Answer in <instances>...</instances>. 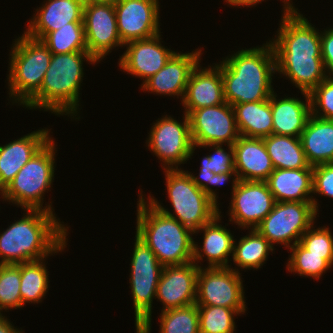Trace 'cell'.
<instances>
[{
  "mask_svg": "<svg viewBox=\"0 0 333 333\" xmlns=\"http://www.w3.org/2000/svg\"><path fill=\"white\" fill-rule=\"evenodd\" d=\"M49 130L32 131L8 144L0 145V187L3 190L31 157L52 138Z\"/></svg>",
  "mask_w": 333,
  "mask_h": 333,
  "instance_id": "obj_23",
  "label": "cell"
},
{
  "mask_svg": "<svg viewBox=\"0 0 333 333\" xmlns=\"http://www.w3.org/2000/svg\"><path fill=\"white\" fill-rule=\"evenodd\" d=\"M84 5L89 4V3H114L116 0H82Z\"/></svg>",
  "mask_w": 333,
  "mask_h": 333,
  "instance_id": "obj_47",
  "label": "cell"
},
{
  "mask_svg": "<svg viewBox=\"0 0 333 333\" xmlns=\"http://www.w3.org/2000/svg\"><path fill=\"white\" fill-rule=\"evenodd\" d=\"M280 28L269 40L275 68L301 92L310 94L328 75L322 60L321 33L298 11L284 12Z\"/></svg>",
  "mask_w": 333,
  "mask_h": 333,
  "instance_id": "obj_1",
  "label": "cell"
},
{
  "mask_svg": "<svg viewBox=\"0 0 333 333\" xmlns=\"http://www.w3.org/2000/svg\"><path fill=\"white\" fill-rule=\"evenodd\" d=\"M231 178L233 179L232 182H238V178L236 173H220V174H214L212 179H211V183H208V196L217 204V194L214 191V189H212V187L215 186H221L224 183L226 184V182ZM210 185V186H209Z\"/></svg>",
  "mask_w": 333,
  "mask_h": 333,
  "instance_id": "obj_42",
  "label": "cell"
},
{
  "mask_svg": "<svg viewBox=\"0 0 333 333\" xmlns=\"http://www.w3.org/2000/svg\"><path fill=\"white\" fill-rule=\"evenodd\" d=\"M11 47L8 89L13 101L24 105L41 87L52 57L51 51L39 39L26 33Z\"/></svg>",
  "mask_w": 333,
  "mask_h": 333,
  "instance_id": "obj_7",
  "label": "cell"
},
{
  "mask_svg": "<svg viewBox=\"0 0 333 333\" xmlns=\"http://www.w3.org/2000/svg\"><path fill=\"white\" fill-rule=\"evenodd\" d=\"M221 211L208 223L196 230L194 234L202 231L203 247L194 241L193 262L200 268V260L207 257L208 267H229V257L233 254L234 236L225 226L219 224ZM229 256V257H228ZM197 262V263H196Z\"/></svg>",
  "mask_w": 333,
  "mask_h": 333,
  "instance_id": "obj_25",
  "label": "cell"
},
{
  "mask_svg": "<svg viewBox=\"0 0 333 333\" xmlns=\"http://www.w3.org/2000/svg\"><path fill=\"white\" fill-rule=\"evenodd\" d=\"M305 102L299 98L277 99V93L271 95L273 134L300 138L308 119L312 115L310 95L301 92Z\"/></svg>",
  "mask_w": 333,
  "mask_h": 333,
  "instance_id": "obj_26",
  "label": "cell"
},
{
  "mask_svg": "<svg viewBox=\"0 0 333 333\" xmlns=\"http://www.w3.org/2000/svg\"><path fill=\"white\" fill-rule=\"evenodd\" d=\"M198 272L194 262L163 267L156 292L163 304L161 311L196 304Z\"/></svg>",
  "mask_w": 333,
  "mask_h": 333,
  "instance_id": "obj_18",
  "label": "cell"
},
{
  "mask_svg": "<svg viewBox=\"0 0 333 333\" xmlns=\"http://www.w3.org/2000/svg\"><path fill=\"white\" fill-rule=\"evenodd\" d=\"M164 172L168 198L175 214L164 208L155 197L151 195L147 197L162 213L175 218L193 232L210 222L219 213L220 204H216L192 181L188 170L164 169Z\"/></svg>",
  "mask_w": 333,
  "mask_h": 333,
  "instance_id": "obj_6",
  "label": "cell"
},
{
  "mask_svg": "<svg viewBox=\"0 0 333 333\" xmlns=\"http://www.w3.org/2000/svg\"><path fill=\"white\" fill-rule=\"evenodd\" d=\"M83 24L88 53L100 62L121 42L114 3H89L84 5Z\"/></svg>",
  "mask_w": 333,
  "mask_h": 333,
  "instance_id": "obj_15",
  "label": "cell"
},
{
  "mask_svg": "<svg viewBox=\"0 0 333 333\" xmlns=\"http://www.w3.org/2000/svg\"><path fill=\"white\" fill-rule=\"evenodd\" d=\"M233 109L241 136L264 138L273 134L271 97L258 102L234 104Z\"/></svg>",
  "mask_w": 333,
  "mask_h": 333,
  "instance_id": "obj_28",
  "label": "cell"
},
{
  "mask_svg": "<svg viewBox=\"0 0 333 333\" xmlns=\"http://www.w3.org/2000/svg\"><path fill=\"white\" fill-rule=\"evenodd\" d=\"M55 140L51 138L19 170L3 190V201L12 202L24 209H41L54 213L50 203L43 207V196L54 182ZM47 190V191H46Z\"/></svg>",
  "mask_w": 333,
  "mask_h": 333,
  "instance_id": "obj_8",
  "label": "cell"
},
{
  "mask_svg": "<svg viewBox=\"0 0 333 333\" xmlns=\"http://www.w3.org/2000/svg\"><path fill=\"white\" fill-rule=\"evenodd\" d=\"M227 2L228 5H232L234 7L238 6H242V7H249V6H254L257 3H261L264 0H225Z\"/></svg>",
  "mask_w": 333,
  "mask_h": 333,
  "instance_id": "obj_45",
  "label": "cell"
},
{
  "mask_svg": "<svg viewBox=\"0 0 333 333\" xmlns=\"http://www.w3.org/2000/svg\"><path fill=\"white\" fill-rule=\"evenodd\" d=\"M160 33L146 39L130 41L119 58L123 72L143 79L144 83L161 70L176 53L161 44Z\"/></svg>",
  "mask_w": 333,
  "mask_h": 333,
  "instance_id": "obj_17",
  "label": "cell"
},
{
  "mask_svg": "<svg viewBox=\"0 0 333 333\" xmlns=\"http://www.w3.org/2000/svg\"><path fill=\"white\" fill-rule=\"evenodd\" d=\"M45 259L21 263L20 294L22 305L40 303L49 288Z\"/></svg>",
  "mask_w": 333,
  "mask_h": 333,
  "instance_id": "obj_31",
  "label": "cell"
},
{
  "mask_svg": "<svg viewBox=\"0 0 333 333\" xmlns=\"http://www.w3.org/2000/svg\"><path fill=\"white\" fill-rule=\"evenodd\" d=\"M188 173L190 174L192 181L208 195V183H211V179L215 173L203 169H199V177L195 176L193 173L191 174V172Z\"/></svg>",
  "mask_w": 333,
  "mask_h": 333,
  "instance_id": "obj_43",
  "label": "cell"
},
{
  "mask_svg": "<svg viewBox=\"0 0 333 333\" xmlns=\"http://www.w3.org/2000/svg\"><path fill=\"white\" fill-rule=\"evenodd\" d=\"M193 145H233L240 134L233 106L225 102L193 110L189 115Z\"/></svg>",
  "mask_w": 333,
  "mask_h": 333,
  "instance_id": "obj_13",
  "label": "cell"
},
{
  "mask_svg": "<svg viewBox=\"0 0 333 333\" xmlns=\"http://www.w3.org/2000/svg\"><path fill=\"white\" fill-rule=\"evenodd\" d=\"M234 169L238 180L266 181L274 171L263 138L239 136L232 145Z\"/></svg>",
  "mask_w": 333,
  "mask_h": 333,
  "instance_id": "obj_22",
  "label": "cell"
},
{
  "mask_svg": "<svg viewBox=\"0 0 333 333\" xmlns=\"http://www.w3.org/2000/svg\"><path fill=\"white\" fill-rule=\"evenodd\" d=\"M161 312L159 333H200L196 304Z\"/></svg>",
  "mask_w": 333,
  "mask_h": 333,
  "instance_id": "obj_33",
  "label": "cell"
},
{
  "mask_svg": "<svg viewBox=\"0 0 333 333\" xmlns=\"http://www.w3.org/2000/svg\"><path fill=\"white\" fill-rule=\"evenodd\" d=\"M317 214L312 202H276L255 229L273 247V244H283L289 249L299 243L301 236L315 224Z\"/></svg>",
  "mask_w": 333,
  "mask_h": 333,
  "instance_id": "obj_10",
  "label": "cell"
},
{
  "mask_svg": "<svg viewBox=\"0 0 333 333\" xmlns=\"http://www.w3.org/2000/svg\"><path fill=\"white\" fill-rule=\"evenodd\" d=\"M142 192L137 201L136 236L163 266L193 262L194 232L146 201Z\"/></svg>",
  "mask_w": 333,
  "mask_h": 333,
  "instance_id": "obj_5",
  "label": "cell"
},
{
  "mask_svg": "<svg viewBox=\"0 0 333 333\" xmlns=\"http://www.w3.org/2000/svg\"><path fill=\"white\" fill-rule=\"evenodd\" d=\"M183 120L179 122L164 115L156 120L148 133L147 146L162 161L163 169H178L195 153L197 146L193 145L190 120L185 113Z\"/></svg>",
  "mask_w": 333,
  "mask_h": 333,
  "instance_id": "obj_11",
  "label": "cell"
},
{
  "mask_svg": "<svg viewBox=\"0 0 333 333\" xmlns=\"http://www.w3.org/2000/svg\"><path fill=\"white\" fill-rule=\"evenodd\" d=\"M291 1L292 0L282 1V3L284 2V5H283L284 12L299 11L297 8L294 7V5H293V3H291Z\"/></svg>",
  "mask_w": 333,
  "mask_h": 333,
  "instance_id": "obj_46",
  "label": "cell"
},
{
  "mask_svg": "<svg viewBox=\"0 0 333 333\" xmlns=\"http://www.w3.org/2000/svg\"><path fill=\"white\" fill-rule=\"evenodd\" d=\"M240 269L233 267H200L197 275L196 305L222 306L246 311L243 280Z\"/></svg>",
  "mask_w": 333,
  "mask_h": 333,
  "instance_id": "obj_12",
  "label": "cell"
},
{
  "mask_svg": "<svg viewBox=\"0 0 333 333\" xmlns=\"http://www.w3.org/2000/svg\"><path fill=\"white\" fill-rule=\"evenodd\" d=\"M263 141L274 169L313 168L307 162L300 138L271 134Z\"/></svg>",
  "mask_w": 333,
  "mask_h": 333,
  "instance_id": "obj_29",
  "label": "cell"
},
{
  "mask_svg": "<svg viewBox=\"0 0 333 333\" xmlns=\"http://www.w3.org/2000/svg\"><path fill=\"white\" fill-rule=\"evenodd\" d=\"M266 183L276 202H312L319 211V203L312 196L313 168L274 169Z\"/></svg>",
  "mask_w": 333,
  "mask_h": 333,
  "instance_id": "obj_24",
  "label": "cell"
},
{
  "mask_svg": "<svg viewBox=\"0 0 333 333\" xmlns=\"http://www.w3.org/2000/svg\"><path fill=\"white\" fill-rule=\"evenodd\" d=\"M24 212L23 218L0 233V264L41 260L67 247L69 228L55 213L41 209H24Z\"/></svg>",
  "mask_w": 333,
  "mask_h": 333,
  "instance_id": "obj_2",
  "label": "cell"
},
{
  "mask_svg": "<svg viewBox=\"0 0 333 333\" xmlns=\"http://www.w3.org/2000/svg\"><path fill=\"white\" fill-rule=\"evenodd\" d=\"M300 140L310 166L333 163V120L311 115Z\"/></svg>",
  "mask_w": 333,
  "mask_h": 333,
  "instance_id": "obj_27",
  "label": "cell"
},
{
  "mask_svg": "<svg viewBox=\"0 0 333 333\" xmlns=\"http://www.w3.org/2000/svg\"><path fill=\"white\" fill-rule=\"evenodd\" d=\"M0 195H1V197H2V199H3V189L0 187Z\"/></svg>",
  "mask_w": 333,
  "mask_h": 333,
  "instance_id": "obj_48",
  "label": "cell"
},
{
  "mask_svg": "<svg viewBox=\"0 0 333 333\" xmlns=\"http://www.w3.org/2000/svg\"><path fill=\"white\" fill-rule=\"evenodd\" d=\"M129 284L135 314L137 333H150L152 304L156 299L157 286L163 270L154 252L135 235Z\"/></svg>",
  "mask_w": 333,
  "mask_h": 333,
  "instance_id": "obj_9",
  "label": "cell"
},
{
  "mask_svg": "<svg viewBox=\"0 0 333 333\" xmlns=\"http://www.w3.org/2000/svg\"><path fill=\"white\" fill-rule=\"evenodd\" d=\"M85 60L94 65L97 63L88 51L52 54L40 89L22 107L76 117L81 106L79 92Z\"/></svg>",
  "mask_w": 333,
  "mask_h": 333,
  "instance_id": "obj_4",
  "label": "cell"
},
{
  "mask_svg": "<svg viewBox=\"0 0 333 333\" xmlns=\"http://www.w3.org/2000/svg\"><path fill=\"white\" fill-rule=\"evenodd\" d=\"M181 102L187 115L196 109L225 103L220 63L203 69L199 63L190 75Z\"/></svg>",
  "mask_w": 333,
  "mask_h": 333,
  "instance_id": "obj_20",
  "label": "cell"
},
{
  "mask_svg": "<svg viewBox=\"0 0 333 333\" xmlns=\"http://www.w3.org/2000/svg\"><path fill=\"white\" fill-rule=\"evenodd\" d=\"M309 95L312 115L333 120V77H327Z\"/></svg>",
  "mask_w": 333,
  "mask_h": 333,
  "instance_id": "obj_39",
  "label": "cell"
},
{
  "mask_svg": "<svg viewBox=\"0 0 333 333\" xmlns=\"http://www.w3.org/2000/svg\"><path fill=\"white\" fill-rule=\"evenodd\" d=\"M7 317L0 315V333H23L24 331L15 328Z\"/></svg>",
  "mask_w": 333,
  "mask_h": 333,
  "instance_id": "obj_44",
  "label": "cell"
},
{
  "mask_svg": "<svg viewBox=\"0 0 333 333\" xmlns=\"http://www.w3.org/2000/svg\"><path fill=\"white\" fill-rule=\"evenodd\" d=\"M21 263L0 264V315L9 309L24 307L20 294Z\"/></svg>",
  "mask_w": 333,
  "mask_h": 333,
  "instance_id": "obj_36",
  "label": "cell"
},
{
  "mask_svg": "<svg viewBox=\"0 0 333 333\" xmlns=\"http://www.w3.org/2000/svg\"><path fill=\"white\" fill-rule=\"evenodd\" d=\"M201 55V49L190 53L176 52L161 70L142 84V90L161 96H180L183 100L190 75L200 63Z\"/></svg>",
  "mask_w": 333,
  "mask_h": 333,
  "instance_id": "obj_19",
  "label": "cell"
},
{
  "mask_svg": "<svg viewBox=\"0 0 333 333\" xmlns=\"http://www.w3.org/2000/svg\"><path fill=\"white\" fill-rule=\"evenodd\" d=\"M83 10L82 0H46L36 9L24 33L42 40L49 32L70 26V22H83Z\"/></svg>",
  "mask_w": 333,
  "mask_h": 333,
  "instance_id": "obj_21",
  "label": "cell"
},
{
  "mask_svg": "<svg viewBox=\"0 0 333 333\" xmlns=\"http://www.w3.org/2000/svg\"><path fill=\"white\" fill-rule=\"evenodd\" d=\"M249 232L238 240V244L234 241L232 260L241 270L261 268L275 249L256 229Z\"/></svg>",
  "mask_w": 333,
  "mask_h": 333,
  "instance_id": "obj_30",
  "label": "cell"
},
{
  "mask_svg": "<svg viewBox=\"0 0 333 333\" xmlns=\"http://www.w3.org/2000/svg\"><path fill=\"white\" fill-rule=\"evenodd\" d=\"M226 57L219 62L225 102L233 106L271 97L274 93L272 77L276 68L270 42L260 47L238 50Z\"/></svg>",
  "mask_w": 333,
  "mask_h": 333,
  "instance_id": "obj_3",
  "label": "cell"
},
{
  "mask_svg": "<svg viewBox=\"0 0 333 333\" xmlns=\"http://www.w3.org/2000/svg\"><path fill=\"white\" fill-rule=\"evenodd\" d=\"M159 0H116L118 33L123 44L153 37L160 32Z\"/></svg>",
  "mask_w": 333,
  "mask_h": 333,
  "instance_id": "obj_16",
  "label": "cell"
},
{
  "mask_svg": "<svg viewBox=\"0 0 333 333\" xmlns=\"http://www.w3.org/2000/svg\"><path fill=\"white\" fill-rule=\"evenodd\" d=\"M200 333H234L235 315L239 313L222 306H197Z\"/></svg>",
  "mask_w": 333,
  "mask_h": 333,
  "instance_id": "obj_35",
  "label": "cell"
},
{
  "mask_svg": "<svg viewBox=\"0 0 333 333\" xmlns=\"http://www.w3.org/2000/svg\"><path fill=\"white\" fill-rule=\"evenodd\" d=\"M299 244L310 254L324 255V259L333 265V234L328 227L315 229L314 224L301 236Z\"/></svg>",
  "mask_w": 333,
  "mask_h": 333,
  "instance_id": "obj_37",
  "label": "cell"
},
{
  "mask_svg": "<svg viewBox=\"0 0 333 333\" xmlns=\"http://www.w3.org/2000/svg\"><path fill=\"white\" fill-rule=\"evenodd\" d=\"M200 147H212L210 151H214V153L210 155L207 154L203 157L200 169L210 170L215 174L236 173L234 169V149L232 145H227L228 152H226L223 145H202Z\"/></svg>",
  "mask_w": 333,
  "mask_h": 333,
  "instance_id": "obj_38",
  "label": "cell"
},
{
  "mask_svg": "<svg viewBox=\"0 0 333 333\" xmlns=\"http://www.w3.org/2000/svg\"><path fill=\"white\" fill-rule=\"evenodd\" d=\"M41 41L52 54L87 51L83 22H70V26L49 32Z\"/></svg>",
  "mask_w": 333,
  "mask_h": 333,
  "instance_id": "obj_32",
  "label": "cell"
},
{
  "mask_svg": "<svg viewBox=\"0 0 333 333\" xmlns=\"http://www.w3.org/2000/svg\"><path fill=\"white\" fill-rule=\"evenodd\" d=\"M231 190L229 221L245 230L255 229L276 203L266 181L238 180L232 183Z\"/></svg>",
  "mask_w": 333,
  "mask_h": 333,
  "instance_id": "obj_14",
  "label": "cell"
},
{
  "mask_svg": "<svg viewBox=\"0 0 333 333\" xmlns=\"http://www.w3.org/2000/svg\"><path fill=\"white\" fill-rule=\"evenodd\" d=\"M313 194L333 198V163L313 167Z\"/></svg>",
  "mask_w": 333,
  "mask_h": 333,
  "instance_id": "obj_40",
  "label": "cell"
},
{
  "mask_svg": "<svg viewBox=\"0 0 333 333\" xmlns=\"http://www.w3.org/2000/svg\"><path fill=\"white\" fill-rule=\"evenodd\" d=\"M289 250H291V254L286 263V268L291 273H298L300 276L319 280L323 273L332 268L324 259V255L310 254L299 243L291 246Z\"/></svg>",
  "mask_w": 333,
  "mask_h": 333,
  "instance_id": "obj_34",
  "label": "cell"
},
{
  "mask_svg": "<svg viewBox=\"0 0 333 333\" xmlns=\"http://www.w3.org/2000/svg\"><path fill=\"white\" fill-rule=\"evenodd\" d=\"M320 32L322 60L328 77H333V28Z\"/></svg>",
  "mask_w": 333,
  "mask_h": 333,
  "instance_id": "obj_41",
  "label": "cell"
}]
</instances>
